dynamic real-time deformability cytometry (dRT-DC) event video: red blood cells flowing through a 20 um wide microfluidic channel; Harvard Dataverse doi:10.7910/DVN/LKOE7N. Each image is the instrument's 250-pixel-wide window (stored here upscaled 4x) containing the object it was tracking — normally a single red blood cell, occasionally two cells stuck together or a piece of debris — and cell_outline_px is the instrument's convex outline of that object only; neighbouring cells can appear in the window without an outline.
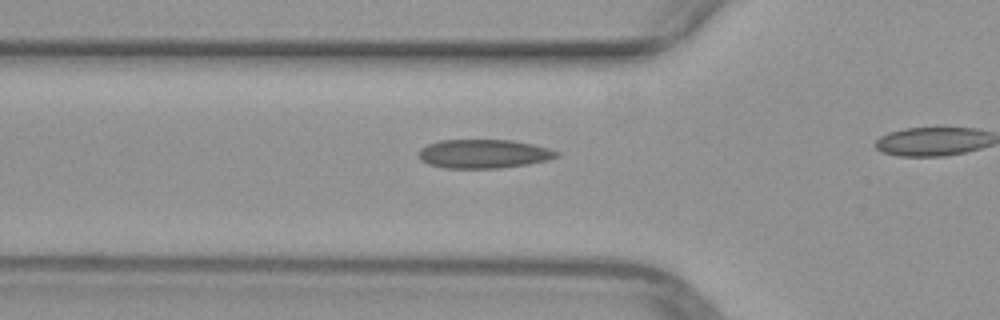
{"species": "common noctule bat (a hibernating species)", "species_latin": "Nyctalus noctula", "temperature_condition": "warm", "stored_images_in_passage": 18, "camera_frame_rate_fps": 3000, "um_per_image_px": 0.085, "animal": {"sex": "female", "body_mass_g": 29.2, "forearm_length_mm": 56.3}, "frame": {"image": 1, "passage_image": 13, "time_ms": 4.0, "image_size_px": [1000, 320], "cell_outline_px": [[560, 156], [548, 160], [528, 164], [500, 168], [444, 168], [428, 164], [420, 160], [420, 148], [428, 144], [440, 140], [512, 140], [532, 144], [548, 148], [560, 152]], "centroid_in_image_um": [41.13, 13.08], "position_along_channel_um": 84.7, "area_um2": 23.24}}
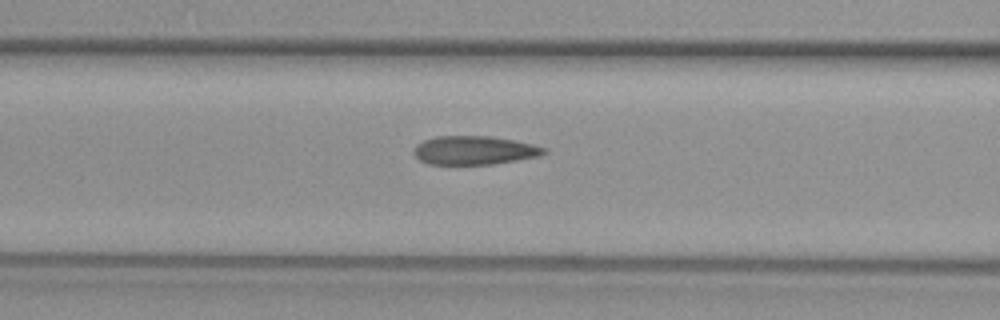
{"frame": {"image": 2, "passage_image": 16, "time_ms": 5.0, "image_size_px": [1000, 320], "cell_outline_px": [[548, 152], [540, 156], [492, 164], [428, 164], [420, 160], [412, 152], [416, 144], [424, 140], [436, 136], [492, 136], [532, 144], [548, 148]], "centroid_in_image_um": [40.32, 12.77], "position_along_channel_um": 126.3, "area_um2": 21.79}}